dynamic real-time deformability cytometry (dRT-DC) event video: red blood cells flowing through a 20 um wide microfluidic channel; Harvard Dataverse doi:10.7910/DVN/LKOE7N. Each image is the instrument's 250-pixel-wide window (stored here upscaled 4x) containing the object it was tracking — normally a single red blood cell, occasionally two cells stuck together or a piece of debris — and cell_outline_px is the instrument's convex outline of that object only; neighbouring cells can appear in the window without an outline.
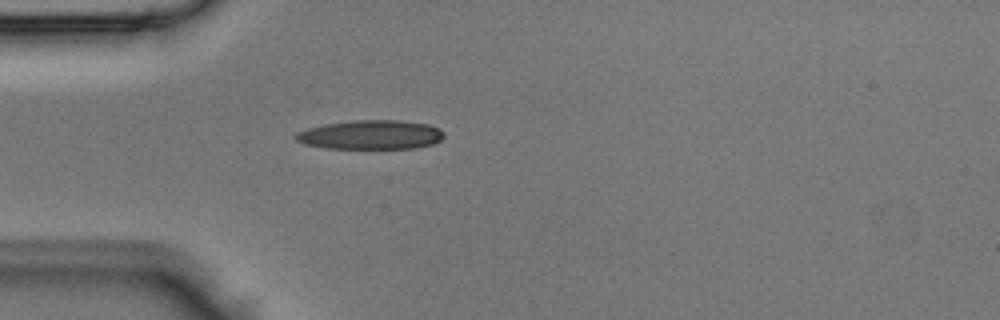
{"species": "Egyptian fruit bat (a non-hibernating species)", "species_latin": "Rousettus aegyptiacus", "temperature_condition": "room temperature", "stored_images_in_passage": 32, "camera_frame_rate_fps": 3000, "um_per_image_px": 0.085, "animal": {"sex": "male"}, "frame": {"image": 1, "passage_image": 1, "time_ms": 0.0, "image_size_px": [1000, 320], "cell_outline_px": [[444, 136], [440, 140], [432, 144], [416, 148], [324, 148], [304, 144], [296, 140], [292, 136], [296, 132], [308, 128], [324, 124], [352, 120], [396, 120], [428, 124], [440, 128], [444, 132]], "centroid_in_image_um": [31.49, 11.45], "position_along_channel_um": 53.5, "area_um2": 25.32}}
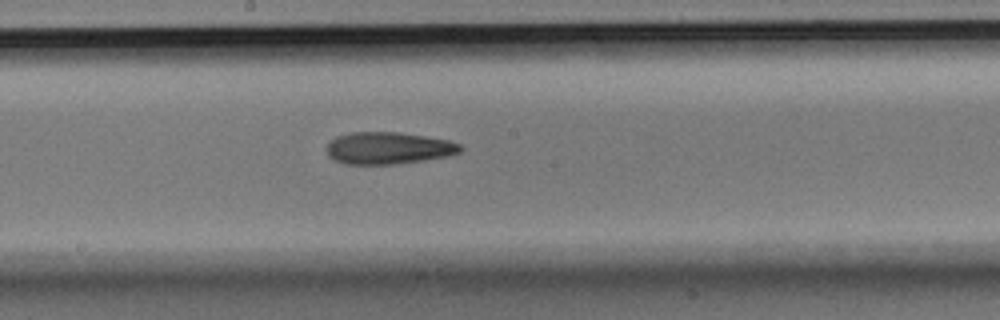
{"frame": {"image": 2, "passage_image": 12, "time_ms": 3.667, "image_size_px": [1000, 320], "cell_outline_px": [[464, 148], [460, 152], [448, 156], [424, 160], [396, 164], [344, 164], [328, 156], [328, 144], [336, 136], [352, 132], [400, 132], [448, 140], [460, 144]], "centroid_in_image_um": [33.03, 12.59], "position_along_channel_um": 215.2, "area_um2": 24.91}}
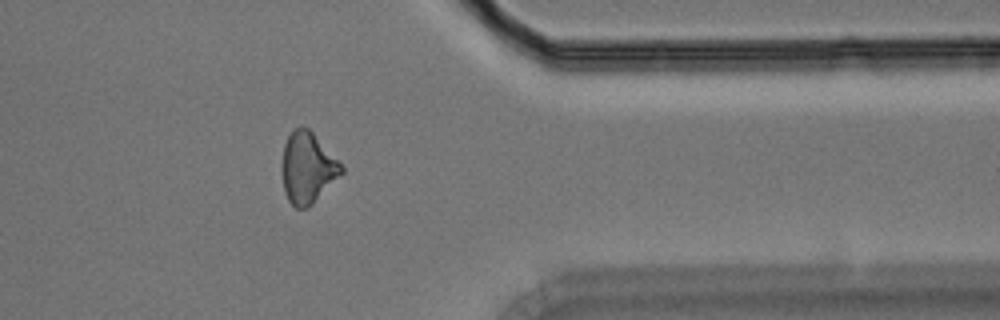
{"frame": {"image": 3, "passage_image": 24, "time_ms": 7.667, "image_size_px": [1000, 320], "cell_outline_px": [[344, 172], [308, 208], [296, 208], [288, 200], [284, 192], [280, 168], [280, 164], [284, 144], [292, 128], [308, 128], [312, 132], [344, 168]], "centroid_in_image_um": [26.09, 14.28], "position_along_channel_um": 385.3, "area_um2": 24.57}}